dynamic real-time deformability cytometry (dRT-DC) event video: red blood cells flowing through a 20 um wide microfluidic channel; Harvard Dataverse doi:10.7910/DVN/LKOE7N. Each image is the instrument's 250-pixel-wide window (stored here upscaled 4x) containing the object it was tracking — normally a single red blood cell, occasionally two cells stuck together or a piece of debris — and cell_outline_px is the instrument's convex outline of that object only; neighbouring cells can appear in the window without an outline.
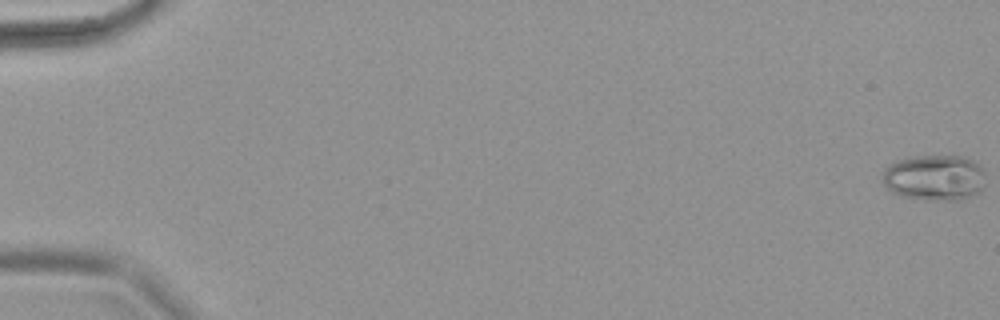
{"species": "common noctule bat (a hibernating species)", "species_latin": "Nyctalus noctula", "temperature_condition": "warm", "stored_images_in_passage": 65, "camera_frame_rate_fps": 3000, "um_per_image_px": 0.085, "animal": {"sex": "female", "body_mass_g": 18.4}, "frame": {"image": 1, "passage_image": 1, "time_ms": 0.0, "image_size_px": [1000, 320], "cell_outline_px": [[984, 184], [976, 192], [968, 196], [952, 200], [928, 200], [900, 196], [892, 192], [884, 184], [884, 168], [900, 160], [912, 156], [964, 156], [972, 160], [984, 172]], "centroid_in_image_um": [79.41, 15.09], "position_along_channel_um": 5.6, "area_um2": 26.99}}
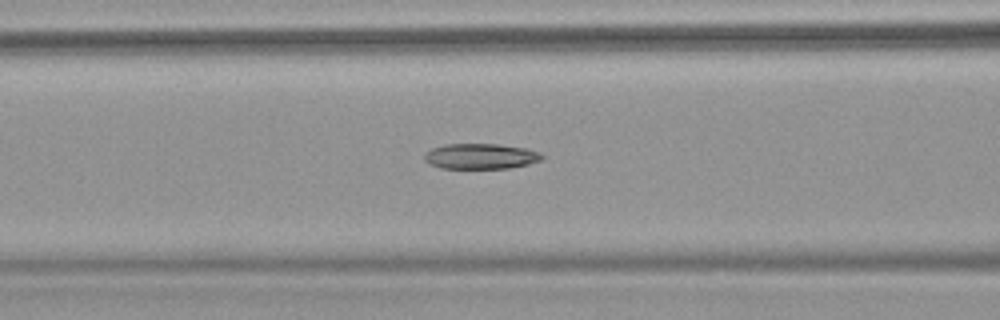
{"frame": {"image": 2, "passage_image": 29, "time_ms": 9.333, "image_size_px": [1000, 320], "cell_outline_px": [[544, 160], [528, 164], [508, 168], [440, 168], [428, 164], [424, 160], [424, 152], [432, 148], [444, 144], [496, 144], [528, 148], [540, 152], [544, 156]], "centroid_in_image_um": [40.86, 13.28], "position_along_channel_um": 125.7, "area_um2": 17.69}}
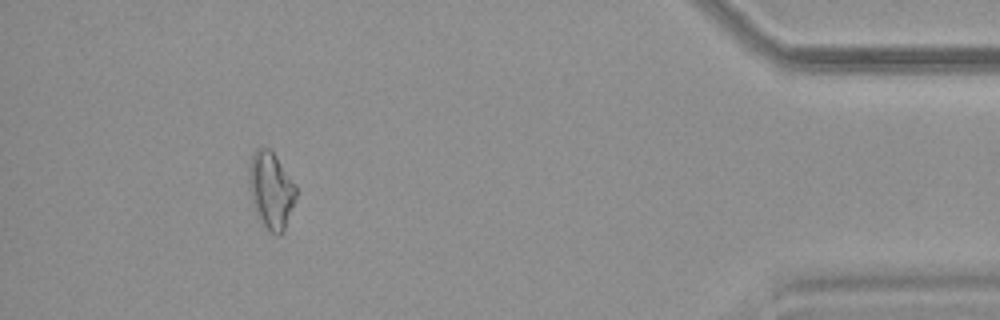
{"frame": {"image": 3, "passage_image": 60, "time_ms": 19.667, "image_size_px": [1000, 320], "cell_outline_px": [[296, 196], [284, 232], [280, 236], [276, 236], [264, 228], [260, 224], [256, 216], [252, 200], [248, 180], [248, 168], [252, 152], [256, 148], [268, 148], [276, 156], [296, 184]], "centroid_in_image_um": [23.02, 16.2], "position_along_channel_um": 412.2, "area_um2": 21.5}}